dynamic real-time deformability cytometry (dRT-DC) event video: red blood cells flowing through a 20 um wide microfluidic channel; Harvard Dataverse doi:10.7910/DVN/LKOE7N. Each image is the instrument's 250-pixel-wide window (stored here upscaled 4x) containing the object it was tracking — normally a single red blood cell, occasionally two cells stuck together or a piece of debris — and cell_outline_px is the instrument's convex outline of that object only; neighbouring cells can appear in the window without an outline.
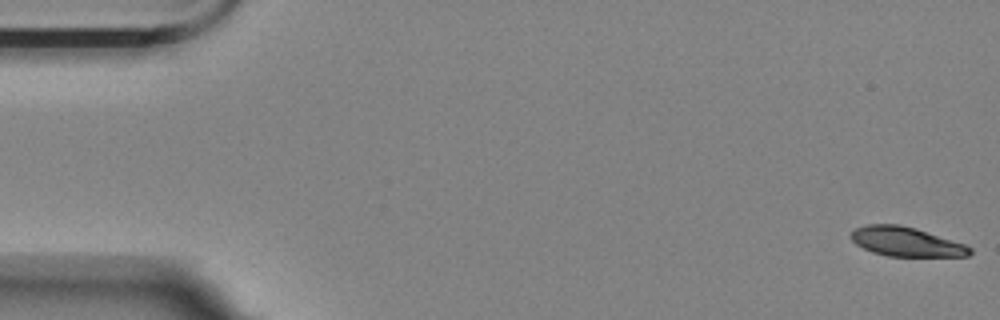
{"species": "Egyptian fruit bat (a non-hibernating species)", "species_latin": "Rousettus aegyptiacus", "temperature_condition": "room temperature", "stored_images_in_passage": 17, "camera_frame_rate_fps": 3000, "um_per_image_px": 0.085, "animal": {"sex": "female"}, "frame": {"image": 1, "passage_image": 1, "time_ms": 0.0, "image_size_px": [1000, 320], "cell_outline_px": [[972, 252], [968, 256], [888, 256], [872, 252], [856, 244], [852, 240], [852, 232], [856, 228], [868, 224], [900, 224], [916, 228], [964, 244], [972, 248]], "centroid_in_image_um": [77.03, 20.54], "position_along_channel_um": 8.0, "area_um2": 20.11}}
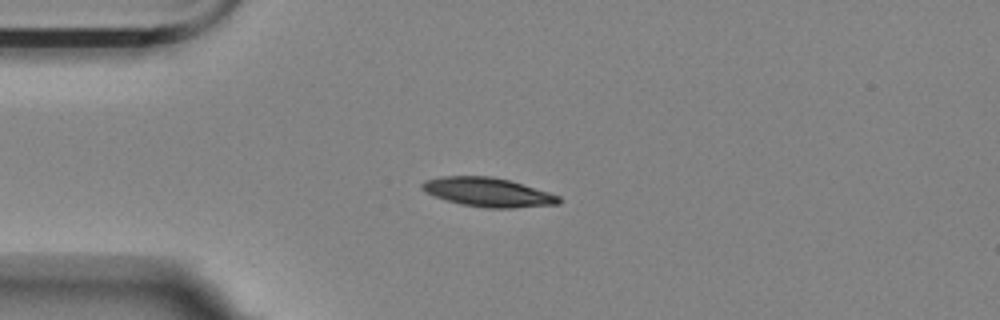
{"frame": {"image": 2, "passage_image": 14, "time_ms": 4.333, "image_size_px": [1000, 320], "cell_outline_px": [[560, 204], [512, 208], [484, 208], [460, 204], [424, 192], [420, 188], [420, 184], [424, 180], [444, 176], [492, 176], [508, 180], [548, 192], [560, 196]], "centroid_in_image_um": [41.44, 16.34], "position_along_channel_um": 43.6, "area_um2": 23.06}}